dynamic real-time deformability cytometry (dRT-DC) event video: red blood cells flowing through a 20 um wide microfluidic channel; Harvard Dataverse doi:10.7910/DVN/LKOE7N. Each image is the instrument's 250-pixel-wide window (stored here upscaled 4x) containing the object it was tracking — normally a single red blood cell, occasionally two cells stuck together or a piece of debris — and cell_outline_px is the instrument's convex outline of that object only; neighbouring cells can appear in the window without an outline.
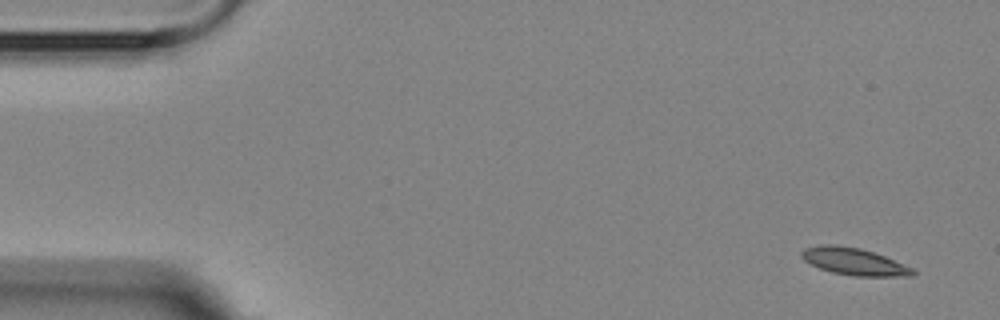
{"species": "Egyptian fruit bat (a non-hibernating species)", "species_latin": "Rousettus aegyptiacus", "temperature_condition": "room temperature", "stored_images_in_passage": 6, "camera_frame_rate_fps": 3000, "um_per_image_px": 0.085, "animal": {"sex": "female"}, "frame": {"image": 1, "passage_image": 1, "time_ms": 0.0, "image_size_px": [1000, 320], "cell_outline_px": [[916, 276], [856, 276], [832, 272], [820, 268], [804, 260], [800, 256], [800, 252], [804, 248], [820, 244], [836, 244], [860, 248], [884, 256], [916, 268]], "centroid_in_image_um": [72.62, 22.22], "position_along_channel_um": 12.4, "area_um2": 17.74}}
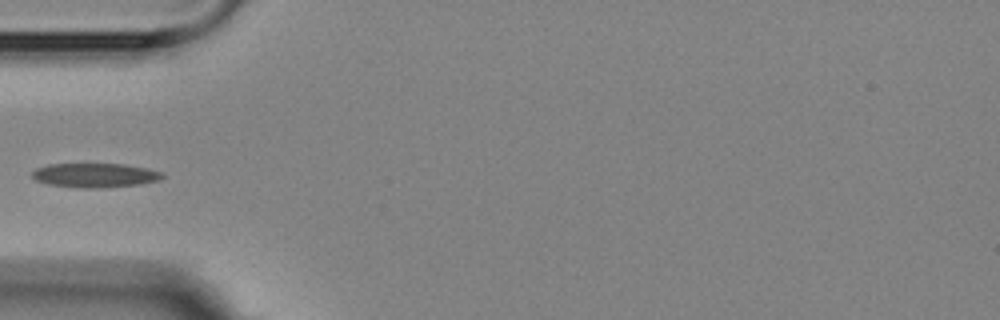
{"frame": {"image": 2, "passage_image": 5, "time_ms": 5.0, "image_size_px": [1000, 320], "cell_outline_px": [[164, 176], [160, 180], [140, 184], [104, 188], [80, 188], [48, 184], [36, 180], [32, 176], [32, 172], [36, 168], [48, 164], [124, 164], [148, 168], [164, 172]], "centroid_in_image_um": [8.11, 14.9], "position_along_channel_um": 76.9, "area_um2": 18.55}}
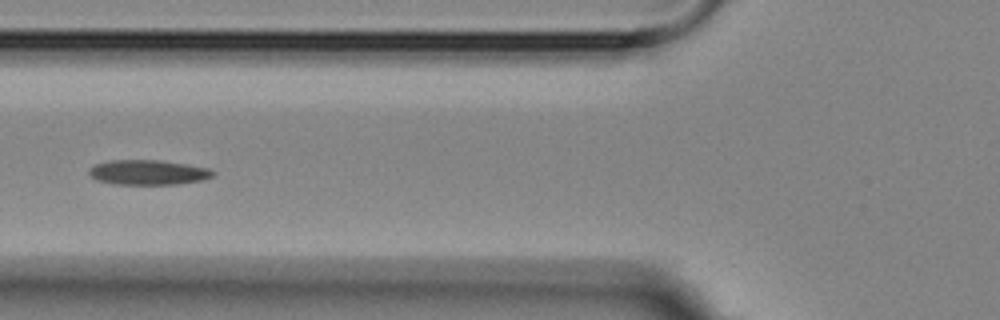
{"frame": {"image": 3, "passage_image": 6, "time_ms": 6.0, "image_size_px": [1000, 320], "cell_outline_px": [[216, 172], [212, 176], [200, 180], [176, 184], [116, 184], [96, 180], [88, 172], [88, 168], [96, 164], [108, 160], [160, 160], [208, 168]], "centroid_in_image_um": [12.55, 14.64], "position_along_channel_um": 113.3, "area_um2": 17.8}}